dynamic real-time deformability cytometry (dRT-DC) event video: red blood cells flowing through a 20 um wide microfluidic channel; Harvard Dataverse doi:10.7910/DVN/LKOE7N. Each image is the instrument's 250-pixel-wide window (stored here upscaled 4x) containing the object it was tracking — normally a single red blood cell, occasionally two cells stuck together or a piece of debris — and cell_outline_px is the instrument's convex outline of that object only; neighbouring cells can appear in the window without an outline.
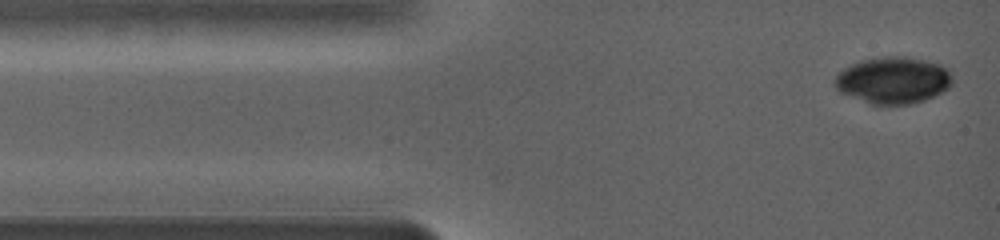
{"species": "common noctule bat (a hibernating species)", "species_latin": "Nyctalus noctula", "temperature_condition": "warm", "stored_images_in_passage": 7, "camera_frame_rate_fps": 5000, "um_per_image_px": 0.085, "animal": {"sex": "female", "body_mass_g": 19.0, "forearm_length_mm": 56.7}, "frame": {"image": 1, "passage_image": 1, "time_ms": 0.0, "image_size_px": [1000, 240], "cell_outline_px": [[952, 84], [948, 88], [924, 100], [912, 104], [872, 104], [840, 92], [836, 88], [836, 76], [844, 68], [860, 60], [888, 56], [904, 56], [924, 60], [940, 64], [952, 76]], "centroid_in_image_um": [75.92, 6.81], "position_along_channel_um": 9.1, "area_um2": 31.56}}